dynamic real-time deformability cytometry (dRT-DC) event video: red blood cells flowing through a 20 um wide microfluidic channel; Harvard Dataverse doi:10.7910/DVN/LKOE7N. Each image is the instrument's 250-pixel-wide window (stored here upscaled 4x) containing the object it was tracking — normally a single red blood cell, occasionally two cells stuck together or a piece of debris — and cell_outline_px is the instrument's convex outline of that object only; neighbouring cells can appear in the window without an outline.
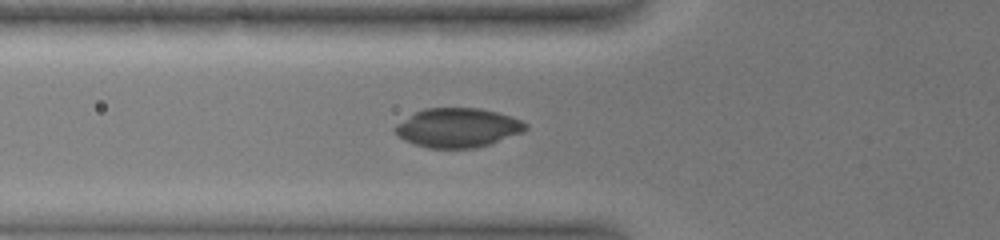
{"species": "common noctule bat (a hibernating species)", "species_latin": "Nyctalus noctula", "temperature_condition": "warm", "stored_images_in_passage": 41, "camera_frame_rate_fps": 3000, "um_per_image_px": 0.085, "animal": {"sex": "female", "body_mass_g": 19.0, "forearm_length_mm": 51.5}, "frame": {"image": 1, "passage_image": 3, "time_ms": 0.333, "image_size_px": [1000, 240], "cell_outline_px": [[528, 128], [524, 132], [492, 144], [472, 148], [428, 148], [404, 140], [392, 128], [396, 124], [416, 112], [424, 108], [480, 108], [512, 116], [528, 124]], "centroid_in_image_um": [38.95, 10.86], "position_along_channel_um": 86.9, "area_um2": 29.88}}
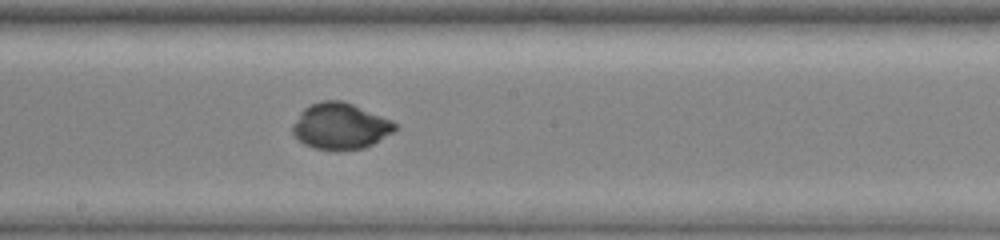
{"frame": {"image": 2, "passage_image": 22, "time_ms": 4.0, "image_size_px": [1000, 240], "cell_outline_px": [[396, 128], [392, 132], [372, 144], [364, 148], [340, 152], [336, 152], [312, 148], [304, 144], [292, 132], [292, 124], [300, 112], [304, 108], [320, 100], [340, 100], [352, 104], [392, 120], [396, 124]], "centroid_in_image_um": [28.89, 10.75], "position_along_channel_um": 219.3, "area_um2": 27.74}}
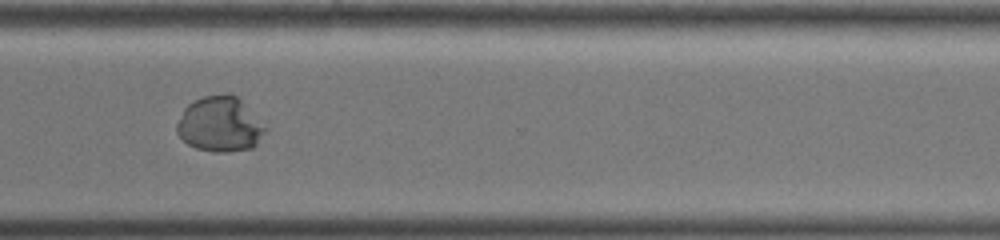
{"frame": {"image": 3, "passage_image": 40, "time_ms": 7.667, "image_size_px": [1000, 240], "cell_outline_px": [[268, 128], [256, 144], [252, 148], [228, 152], [216, 152], [196, 148], [188, 144], [176, 132], [176, 124], [184, 108], [188, 104], [204, 96], [228, 92], [236, 96]], "centroid_in_image_um": [18.68, 10.56], "position_along_channel_um": 351.9, "area_um2": 28.32}}